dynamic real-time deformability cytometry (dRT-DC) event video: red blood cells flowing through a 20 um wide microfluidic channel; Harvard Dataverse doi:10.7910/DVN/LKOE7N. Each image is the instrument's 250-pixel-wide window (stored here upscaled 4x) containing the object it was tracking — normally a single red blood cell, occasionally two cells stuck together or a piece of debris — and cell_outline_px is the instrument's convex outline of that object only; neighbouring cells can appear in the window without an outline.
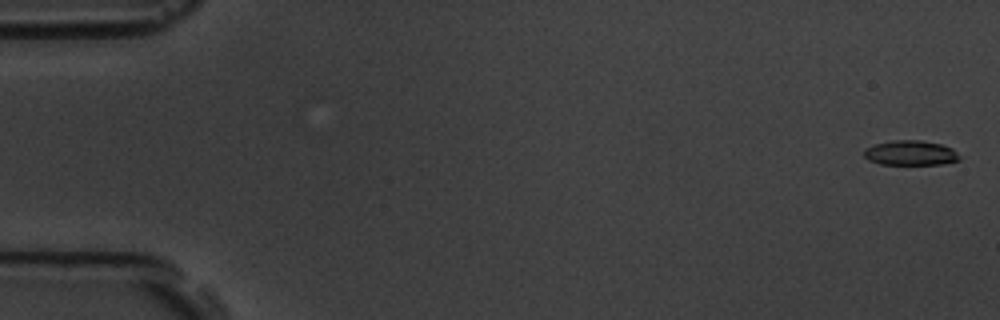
{"species": "common noctule bat (a hibernating species)", "species_latin": "Nyctalus noctula", "temperature_condition": "room temperature", "stored_images_in_passage": 5, "camera_frame_rate_fps": 3000, "um_per_image_px": 0.085, "animal": {"sex": "male", "body_mass_g": 19.5, "forearm_length_mm": 54.6}, "frame": {"image": 1, "passage_image": 1, "time_ms": 0.0, "image_size_px": [1000, 320], "cell_outline_px": [[960, 160], [940, 164], [880, 164], [868, 160], [864, 156], [864, 148], [876, 144], [892, 140], [920, 140], [940, 144], [952, 148], [960, 156]], "centroid_in_image_um": [77.38, 13.0], "position_along_channel_um": 7.6, "area_um2": 13.76}}
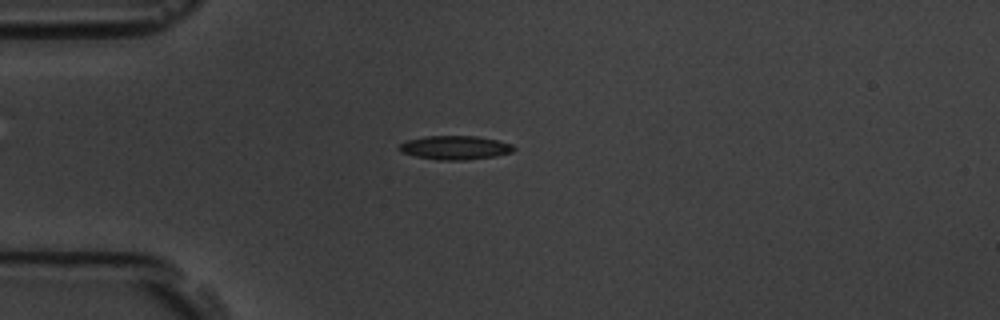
{"frame": {"image": 2, "passage_image": 5, "time_ms": 4.667, "image_size_px": [1000, 320], "cell_outline_px": [[516, 148], [512, 152], [496, 156], [464, 160], [440, 160], [416, 156], [400, 152], [400, 144], [408, 140], [424, 136], [476, 136], [496, 140], [512, 144]], "centroid_in_image_um": [38.7, 12.55], "position_along_channel_um": 46.3, "area_um2": 15.78}}